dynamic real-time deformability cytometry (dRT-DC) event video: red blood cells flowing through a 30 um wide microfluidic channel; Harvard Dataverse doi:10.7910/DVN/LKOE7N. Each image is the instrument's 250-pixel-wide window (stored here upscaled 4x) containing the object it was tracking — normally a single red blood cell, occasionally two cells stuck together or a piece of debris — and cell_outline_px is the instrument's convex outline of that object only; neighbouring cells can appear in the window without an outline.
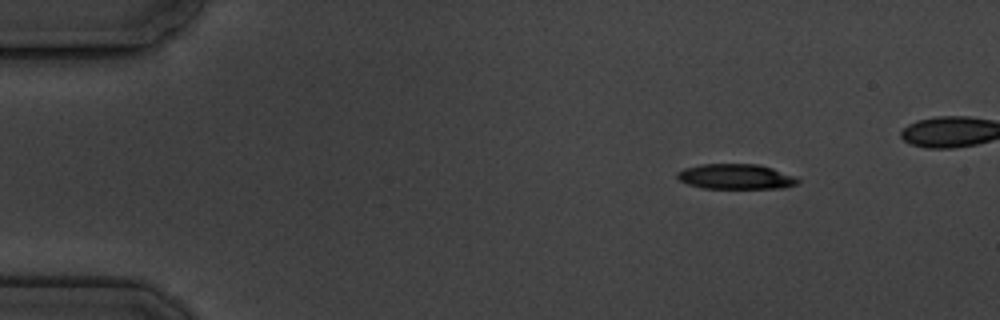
{"species": "common noctule bat (a hibernating species)", "species_latin": "Nyctalus noctula", "temperature_condition": "cold", "stored_images_in_passage": 4, "camera_frame_rate_fps": 3000, "um_per_image_px": 0.085, "animal": {"sex": "male", "body_mass_g": 19.5, "forearm_length_mm": 54.6}, "frame": {"image": 1, "passage_image": 1, "time_ms": 0.0, "image_size_px": [1000, 320], "cell_outline_px": [[800, 180], [796, 184], [784, 188], [700, 188], [688, 184], [680, 180], [676, 176], [676, 172], [684, 168], [704, 164], [756, 164], [772, 168], [796, 176]], "centroid_in_image_um": [62.54, 15.01], "position_along_channel_um": 22.5, "area_um2": 17.69}}